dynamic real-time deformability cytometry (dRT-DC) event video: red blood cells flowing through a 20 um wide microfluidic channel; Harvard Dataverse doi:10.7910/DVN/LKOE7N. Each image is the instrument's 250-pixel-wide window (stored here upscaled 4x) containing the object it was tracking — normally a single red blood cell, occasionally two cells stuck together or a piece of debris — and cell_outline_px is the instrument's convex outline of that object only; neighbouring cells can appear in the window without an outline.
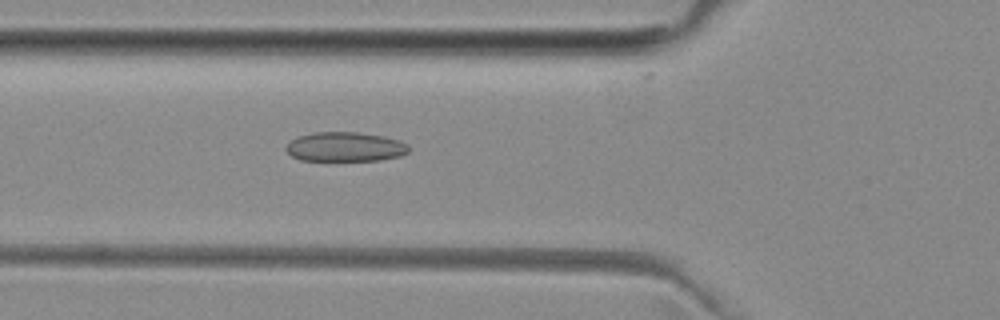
{"species": "common noctule bat (a hibernating species)", "species_latin": "Nyctalus noctula", "temperature_condition": "room temperature", "stored_images_in_passage": 21, "camera_frame_rate_fps": 3000, "um_per_image_px": 0.085, "animal": {"sex": "female", "body_mass_g": 29.2, "forearm_length_mm": 56.3}, "frame": {"image": 1, "passage_image": 2, "time_ms": 0.333, "image_size_px": [1000, 320], "cell_outline_px": [[408, 152], [400, 156], [380, 160], [300, 160], [292, 156], [284, 148], [296, 136], [316, 132], [360, 132], [384, 136], [400, 140], [408, 144]], "centroid_in_image_um": [29.35, 12.47], "position_along_channel_um": 96.5, "area_um2": 21.1}}
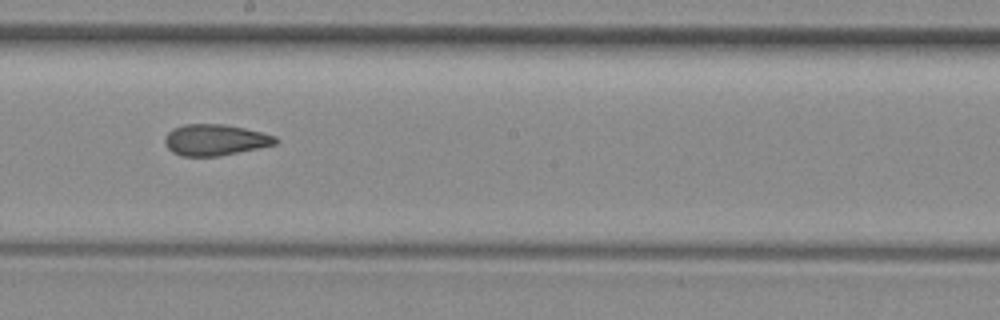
{"frame": {"image": 2, "passage_image": 12, "time_ms": 3.667, "image_size_px": [1000, 320], "cell_outline_px": [[280, 140], [276, 144], [220, 156], [180, 156], [172, 152], [164, 144], [164, 136], [172, 128], [184, 124], [224, 124], [244, 128], [276, 136]], "centroid_in_image_um": [18.25, 11.89], "position_along_channel_um": 229.9, "area_um2": 20.23}}
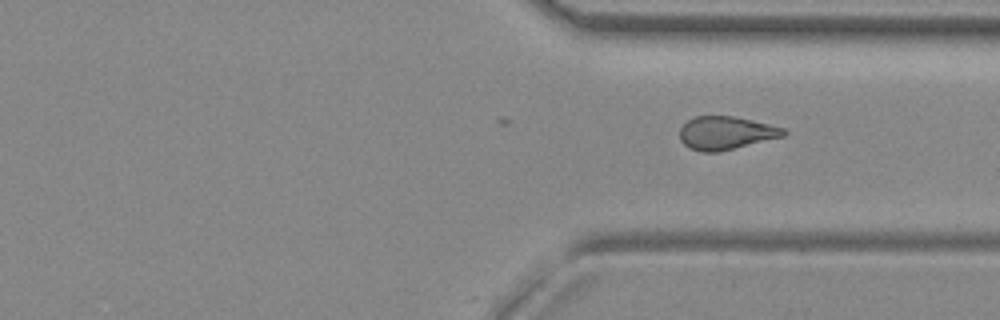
{"frame": {"image": 3, "passage_image": 21, "time_ms": 6.667, "image_size_px": [1000, 320], "cell_outline_px": [[788, 132], [784, 136], [716, 152], [700, 152], [688, 148], [680, 140], [680, 128], [688, 120], [696, 116], [732, 116], [768, 124], [784, 128]], "centroid_in_image_um": [61.67, 11.3], "position_along_channel_um": 349.7, "area_um2": 19.83}}